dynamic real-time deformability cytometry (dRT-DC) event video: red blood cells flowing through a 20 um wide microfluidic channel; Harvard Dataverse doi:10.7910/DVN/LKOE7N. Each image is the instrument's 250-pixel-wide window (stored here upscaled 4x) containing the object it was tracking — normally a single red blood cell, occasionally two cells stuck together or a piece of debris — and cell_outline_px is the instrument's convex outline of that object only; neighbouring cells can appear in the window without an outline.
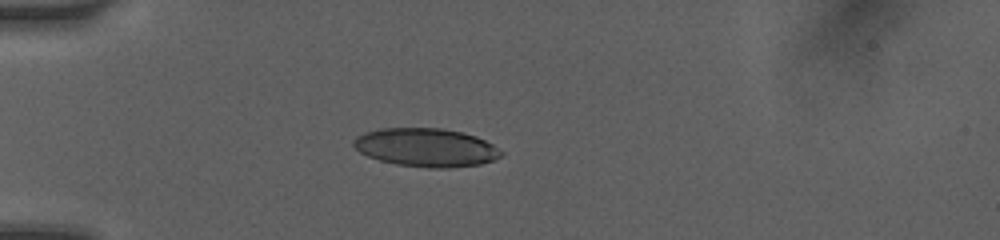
{"species": "human", "species_latin": "Homo sapiens", "temperature_condition": "room temperature", "stored_images_in_passage": 45, "camera_frame_rate_fps": 3000, "um_per_image_px": 0.085, "donor": {"sex": "female"}, "frame": {"image": 1, "passage_image": 1, "time_ms": 0.0, "image_size_px": [1000, 240], "cell_outline_px": [[504, 152], [500, 156], [492, 160], [480, 164], [448, 168], [428, 168], [396, 164], [380, 160], [368, 156], [360, 152], [352, 144], [352, 140], [356, 136], [364, 132], [380, 128], [440, 128], [460, 132], [476, 136], [492, 144]], "centroid_in_image_um": [36.18, 12.53], "position_along_channel_um": 48.8, "area_um2": 33.0}}
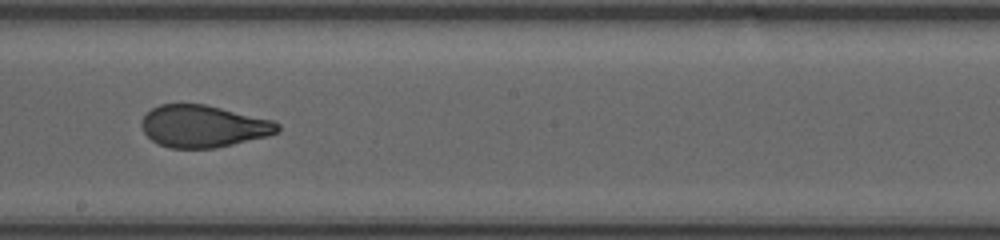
{"frame": {"image": 2, "passage_image": 19, "time_ms": 5.0, "image_size_px": [1000, 240], "cell_outline_px": [[280, 128], [276, 132], [268, 136], [216, 148], [172, 148], [160, 144], [152, 140], [144, 132], [140, 124], [140, 120], [152, 108], [160, 104], [204, 104], [272, 120], [280, 124]], "centroid_in_image_um": [17.26, 10.73], "position_along_channel_um": 230.9, "area_um2": 33.18}}
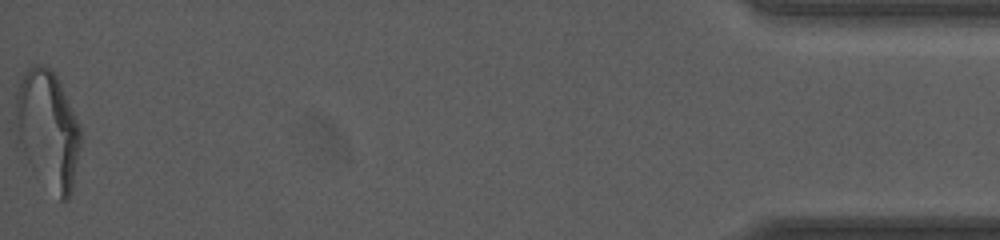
{"frame": {"image": 3, "passage_image": 44, "time_ms": 12.0, "image_size_px": [1000, 240], "cell_outline_px": [[80, 144], [72, 188], [68, 200], [60, 200], [32, 168], [16, 140], [16, 92], [20, 80], [24, 72], [28, 68], [36, 64], [40, 64], [48, 68], [56, 76], [60, 84], [80, 128]], "centroid_in_image_um": [4.03, 11.0], "position_along_channel_um": 431.2, "area_um2": 43.81}, "authors_computed_cell_mechanics": {"area_um2": 34.969, "velocity_mm_per_s": 4.1147, "shape_relaxation_time_tau1_ms": 6.3955, "shape_relaxation_time_tau2_ms": 1.1494, "deformation_change_tau1": 0.223, "deformation_change_tau2": 0.0728}}